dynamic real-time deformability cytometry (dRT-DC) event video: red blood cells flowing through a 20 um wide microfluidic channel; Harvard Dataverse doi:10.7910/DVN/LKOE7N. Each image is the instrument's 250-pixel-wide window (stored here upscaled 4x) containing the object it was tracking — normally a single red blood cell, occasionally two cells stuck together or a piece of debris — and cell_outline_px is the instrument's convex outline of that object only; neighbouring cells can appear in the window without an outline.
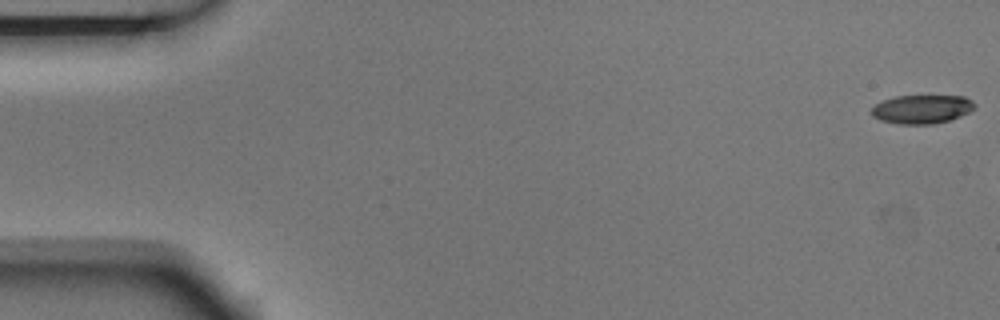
{"species": "Egyptian fruit bat (a non-hibernating species)", "species_latin": "Rousettus aegyptiacus", "temperature_condition": "room temperature", "stored_images_in_passage": 7, "camera_frame_rate_fps": 3000, "um_per_image_px": 0.085, "animal": {"sex": "male"}, "frame": {"image": 1, "passage_image": 1, "time_ms": 0.0, "image_size_px": [1000, 320], "cell_outline_px": [[976, 108], [952, 120], [932, 124], [896, 124], [880, 120], [872, 116], [868, 112], [876, 104], [884, 100], [896, 96], [964, 96], [972, 100], [976, 104]], "centroid_in_image_um": [78.36, 9.29], "position_along_channel_um": 6.6, "area_um2": 17.46}}
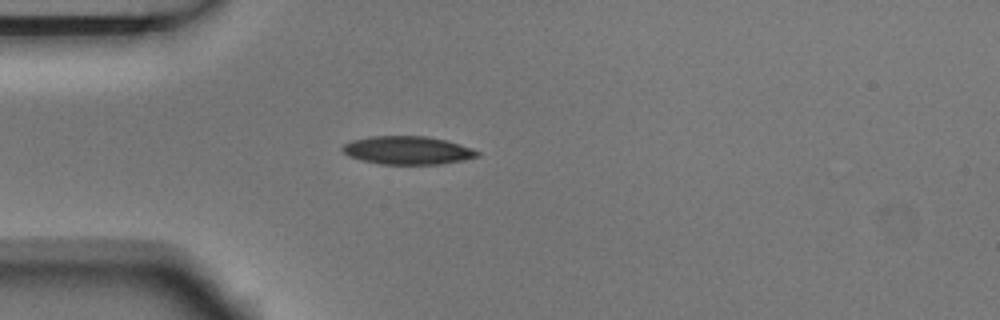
{"frame": {"image": 2, "passage_image": 6, "time_ms": 1.667, "image_size_px": [1000, 320], "cell_outline_px": [[480, 156], [464, 160], [440, 164], [380, 164], [360, 160], [348, 156], [340, 148], [344, 144], [352, 140], [372, 136], [428, 136], [460, 144], [472, 148], [480, 152]], "centroid_in_image_um": [34.64, 12.78], "position_along_channel_um": 50.4, "area_um2": 22.25}}